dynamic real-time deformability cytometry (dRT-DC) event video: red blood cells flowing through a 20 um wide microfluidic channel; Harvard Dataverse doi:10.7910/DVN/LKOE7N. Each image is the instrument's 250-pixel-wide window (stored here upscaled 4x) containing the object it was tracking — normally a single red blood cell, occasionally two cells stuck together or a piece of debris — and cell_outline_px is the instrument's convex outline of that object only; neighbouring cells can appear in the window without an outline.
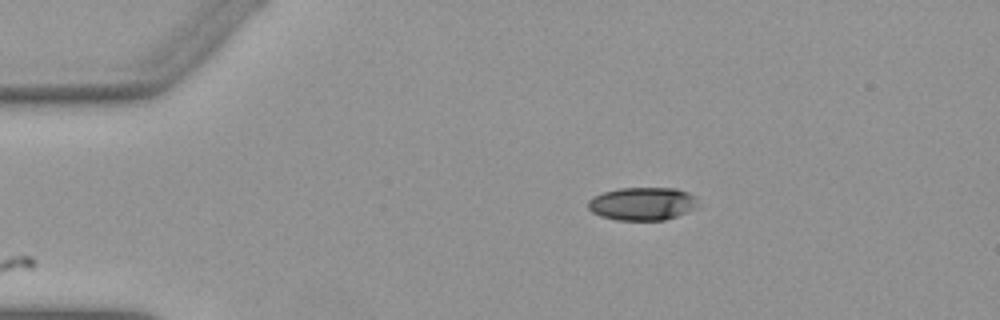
{"species": "Egyptian fruit bat (a non-hibernating species)", "species_latin": "Rousettus aegyptiacus", "temperature_condition": "warm", "stored_images_in_passage": 44, "camera_frame_rate_fps": 3000, "um_per_image_px": 0.085, "animal": {"sex": "female"}, "frame": {"image": 1, "passage_image": 1, "time_ms": 0.0, "image_size_px": [1000, 320], "cell_outline_px": [[700, 208], [664, 220], [616, 220], [600, 216], [592, 212], [588, 208], [588, 200], [592, 196], [604, 192], [620, 188], [676, 188], [688, 192], [696, 196]], "centroid_in_image_um": [54.64, 17.32], "position_along_channel_um": 30.4, "area_um2": 21.5}}
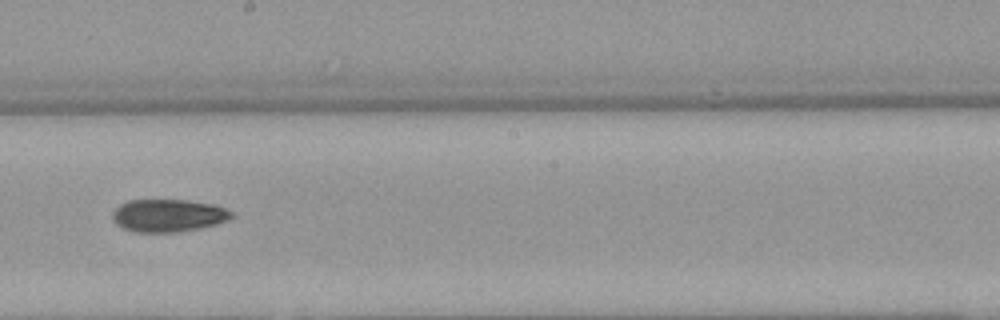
{"frame": {"image": 2, "passage_image": 21, "time_ms": 6.667, "image_size_px": [1000, 320], "cell_outline_px": [[236, 216], [228, 220], [216, 224], [200, 228], [176, 232], [132, 232], [116, 224], [112, 216], [112, 212], [120, 204], [128, 200], [188, 200], [216, 204], [232, 212]], "centroid_in_image_um": [14.32, 18.31], "position_along_channel_um": 233.9, "area_um2": 22.83}}
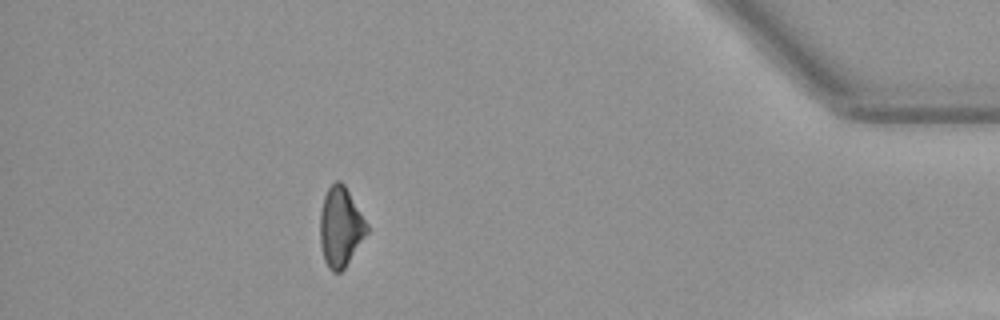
{"frame": {"image": 3, "passage_image": 38, "time_ms": 12.333, "image_size_px": [1000, 320], "cell_outline_px": [[368, 232], [344, 268], [340, 272], [332, 272], [328, 268], [324, 260], [320, 244], [320, 212], [324, 196], [328, 188], [336, 180], [340, 180], [344, 184], [368, 224]], "centroid_in_image_um": [28.93, 19.29], "position_along_channel_um": 406.3, "area_um2": 21.68}, "authors_computed_cell_mechanics": {"area_um2": 22.2819, "velocity_mm_per_s": 3.9019, "shape_relaxation_time_tau1_ms": 6.0581, "shape_relaxation_time_tau2_ms": null, "deformation_change_tau1": 0.1486, "deformation_change_tau2": null}}